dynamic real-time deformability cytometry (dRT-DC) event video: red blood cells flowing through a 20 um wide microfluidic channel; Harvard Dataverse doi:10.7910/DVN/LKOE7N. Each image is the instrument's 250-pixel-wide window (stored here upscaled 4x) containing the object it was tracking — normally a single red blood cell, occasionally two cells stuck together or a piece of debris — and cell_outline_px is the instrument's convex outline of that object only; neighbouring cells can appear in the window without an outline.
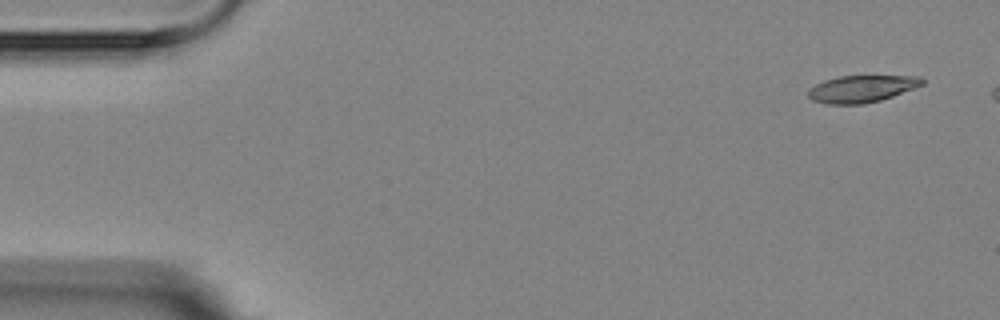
{"species": "Egyptian fruit bat (a non-hibernating species)", "species_latin": "Rousettus aegyptiacus", "temperature_condition": "room temperature", "stored_images_in_passage": 5, "camera_frame_rate_fps": 3000, "um_per_image_px": 0.085, "animal": {"sex": "female"}, "frame": {"image": 1, "passage_image": 1, "time_ms": 0.0, "image_size_px": [1000, 320], "cell_outline_px": [[924, 84], [892, 96], [880, 100], [864, 104], [828, 104], [812, 100], [808, 96], [808, 88], [824, 80], [840, 76], [920, 76], [924, 80]], "centroid_in_image_um": [73.22, 7.54], "position_along_channel_um": 11.8, "area_um2": 17.86}}